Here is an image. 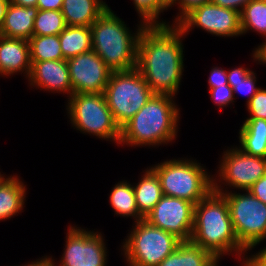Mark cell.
I'll list each match as a JSON object with an SVG mask.
<instances>
[{
    "label": "cell",
    "instance_id": "obj_3",
    "mask_svg": "<svg viewBox=\"0 0 266 266\" xmlns=\"http://www.w3.org/2000/svg\"><path fill=\"white\" fill-rule=\"evenodd\" d=\"M173 96L153 94L148 102L121 127L120 142L126 145H159L174 140L179 109Z\"/></svg>",
    "mask_w": 266,
    "mask_h": 266
},
{
    "label": "cell",
    "instance_id": "obj_35",
    "mask_svg": "<svg viewBox=\"0 0 266 266\" xmlns=\"http://www.w3.org/2000/svg\"><path fill=\"white\" fill-rule=\"evenodd\" d=\"M248 191L266 205V174L255 182Z\"/></svg>",
    "mask_w": 266,
    "mask_h": 266
},
{
    "label": "cell",
    "instance_id": "obj_19",
    "mask_svg": "<svg viewBox=\"0 0 266 266\" xmlns=\"http://www.w3.org/2000/svg\"><path fill=\"white\" fill-rule=\"evenodd\" d=\"M217 260L201 246L191 241H182L177 249L157 266H212Z\"/></svg>",
    "mask_w": 266,
    "mask_h": 266
},
{
    "label": "cell",
    "instance_id": "obj_25",
    "mask_svg": "<svg viewBox=\"0 0 266 266\" xmlns=\"http://www.w3.org/2000/svg\"><path fill=\"white\" fill-rule=\"evenodd\" d=\"M242 34L254 30L266 36V0L250 1L240 13Z\"/></svg>",
    "mask_w": 266,
    "mask_h": 266
},
{
    "label": "cell",
    "instance_id": "obj_41",
    "mask_svg": "<svg viewBox=\"0 0 266 266\" xmlns=\"http://www.w3.org/2000/svg\"><path fill=\"white\" fill-rule=\"evenodd\" d=\"M24 266H53V263L51 258L45 257L44 259L36 260V262L25 264Z\"/></svg>",
    "mask_w": 266,
    "mask_h": 266
},
{
    "label": "cell",
    "instance_id": "obj_38",
    "mask_svg": "<svg viewBox=\"0 0 266 266\" xmlns=\"http://www.w3.org/2000/svg\"><path fill=\"white\" fill-rule=\"evenodd\" d=\"M63 0H38V10H61Z\"/></svg>",
    "mask_w": 266,
    "mask_h": 266
},
{
    "label": "cell",
    "instance_id": "obj_10",
    "mask_svg": "<svg viewBox=\"0 0 266 266\" xmlns=\"http://www.w3.org/2000/svg\"><path fill=\"white\" fill-rule=\"evenodd\" d=\"M195 204L181 198L163 195L144 220L182 241H190L194 226Z\"/></svg>",
    "mask_w": 266,
    "mask_h": 266
},
{
    "label": "cell",
    "instance_id": "obj_28",
    "mask_svg": "<svg viewBox=\"0 0 266 266\" xmlns=\"http://www.w3.org/2000/svg\"><path fill=\"white\" fill-rule=\"evenodd\" d=\"M135 9H137L142 23L146 26L151 25H167L166 22H160L156 19L163 10L169 8V4L165 0H133Z\"/></svg>",
    "mask_w": 266,
    "mask_h": 266
},
{
    "label": "cell",
    "instance_id": "obj_23",
    "mask_svg": "<svg viewBox=\"0 0 266 266\" xmlns=\"http://www.w3.org/2000/svg\"><path fill=\"white\" fill-rule=\"evenodd\" d=\"M109 198L115 214L125 217L132 216L135 218L134 222L144 219L138 211L133 185L123 181L116 184Z\"/></svg>",
    "mask_w": 266,
    "mask_h": 266
},
{
    "label": "cell",
    "instance_id": "obj_43",
    "mask_svg": "<svg viewBox=\"0 0 266 266\" xmlns=\"http://www.w3.org/2000/svg\"><path fill=\"white\" fill-rule=\"evenodd\" d=\"M4 179V176L1 175L0 173V182Z\"/></svg>",
    "mask_w": 266,
    "mask_h": 266
},
{
    "label": "cell",
    "instance_id": "obj_37",
    "mask_svg": "<svg viewBox=\"0 0 266 266\" xmlns=\"http://www.w3.org/2000/svg\"><path fill=\"white\" fill-rule=\"evenodd\" d=\"M245 263L248 266H266V247L262 249L259 253L247 257Z\"/></svg>",
    "mask_w": 266,
    "mask_h": 266
},
{
    "label": "cell",
    "instance_id": "obj_17",
    "mask_svg": "<svg viewBox=\"0 0 266 266\" xmlns=\"http://www.w3.org/2000/svg\"><path fill=\"white\" fill-rule=\"evenodd\" d=\"M37 12V7H24L9 2L3 23L0 26V35L29 40L33 36Z\"/></svg>",
    "mask_w": 266,
    "mask_h": 266
},
{
    "label": "cell",
    "instance_id": "obj_39",
    "mask_svg": "<svg viewBox=\"0 0 266 266\" xmlns=\"http://www.w3.org/2000/svg\"><path fill=\"white\" fill-rule=\"evenodd\" d=\"M253 58L258 62L260 61L261 64H266V40L262 45L258 46L253 53Z\"/></svg>",
    "mask_w": 266,
    "mask_h": 266
},
{
    "label": "cell",
    "instance_id": "obj_31",
    "mask_svg": "<svg viewBox=\"0 0 266 266\" xmlns=\"http://www.w3.org/2000/svg\"><path fill=\"white\" fill-rule=\"evenodd\" d=\"M250 113L249 118H261L266 120V89H259L247 103Z\"/></svg>",
    "mask_w": 266,
    "mask_h": 266
},
{
    "label": "cell",
    "instance_id": "obj_29",
    "mask_svg": "<svg viewBox=\"0 0 266 266\" xmlns=\"http://www.w3.org/2000/svg\"><path fill=\"white\" fill-rule=\"evenodd\" d=\"M243 152L253 156L266 158V138L260 137H239Z\"/></svg>",
    "mask_w": 266,
    "mask_h": 266
},
{
    "label": "cell",
    "instance_id": "obj_40",
    "mask_svg": "<svg viewBox=\"0 0 266 266\" xmlns=\"http://www.w3.org/2000/svg\"><path fill=\"white\" fill-rule=\"evenodd\" d=\"M38 0H9L14 5L24 6V7H37Z\"/></svg>",
    "mask_w": 266,
    "mask_h": 266
},
{
    "label": "cell",
    "instance_id": "obj_1",
    "mask_svg": "<svg viewBox=\"0 0 266 266\" xmlns=\"http://www.w3.org/2000/svg\"><path fill=\"white\" fill-rule=\"evenodd\" d=\"M174 25L145 26L139 38L136 68L154 94L175 96L181 82L185 33Z\"/></svg>",
    "mask_w": 266,
    "mask_h": 266
},
{
    "label": "cell",
    "instance_id": "obj_11",
    "mask_svg": "<svg viewBox=\"0 0 266 266\" xmlns=\"http://www.w3.org/2000/svg\"><path fill=\"white\" fill-rule=\"evenodd\" d=\"M177 25L184 33L196 25L216 36H238L242 34L240 13L215 5L212 2L202 4L187 13Z\"/></svg>",
    "mask_w": 266,
    "mask_h": 266
},
{
    "label": "cell",
    "instance_id": "obj_5",
    "mask_svg": "<svg viewBox=\"0 0 266 266\" xmlns=\"http://www.w3.org/2000/svg\"><path fill=\"white\" fill-rule=\"evenodd\" d=\"M151 168L160 179L163 195L197 204L213 190V179L195 160L173 159Z\"/></svg>",
    "mask_w": 266,
    "mask_h": 266
},
{
    "label": "cell",
    "instance_id": "obj_8",
    "mask_svg": "<svg viewBox=\"0 0 266 266\" xmlns=\"http://www.w3.org/2000/svg\"><path fill=\"white\" fill-rule=\"evenodd\" d=\"M68 99L67 110L77 130L119 144L121 128L115 122L103 93H74Z\"/></svg>",
    "mask_w": 266,
    "mask_h": 266
},
{
    "label": "cell",
    "instance_id": "obj_12",
    "mask_svg": "<svg viewBox=\"0 0 266 266\" xmlns=\"http://www.w3.org/2000/svg\"><path fill=\"white\" fill-rule=\"evenodd\" d=\"M59 266H106V247L101 233L69 227ZM52 260L53 266H56Z\"/></svg>",
    "mask_w": 266,
    "mask_h": 266
},
{
    "label": "cell",
    "instance_id": "obj_44",
    "mask_svg": "<svg viewBox=\"0 0 266 266\" xmlns=\"http://www.w3.org/2000/svg\"><path fill=\"white\" fill-rule=\"evenodd\" d=\"M168 4H170L173 0H165Z\"/></svg>",
    "mask_w": 266,
    "mask_h": 266
},
{
    "label": "cell",
    "instance_id": "obj_45",
    "mask_svg": "<svg viewBox=\"0 0 266 266\" xmlns=\"http://www.w3.org/2000/svg\"><path fill=\"white\" fill-rule=\"evenodd\" d=\"M217 264H218V260L212 266H217Z\"/></svg>",
    "mask_w": 266,
    "mask_h": 266
},
{
    "label": "cell",
    "instance_id": "obj_32",
    "mask_svg": "<svg viewBox=\"0 0 266 266\" xmlns=\"http://www.w3.org/2000/svg\"><path fill=\"white\" fill-rule=\"evenodd\" d=\"M209 92L211 94V98L213 99L218 107L228 106L230 103L234 102L233 90L230 85H222L216 88H209Z\"/></svg>",
    "mask_w": 266,
    "mask_h": 266
},
{
    "label": "cell",
    "instance_id": "obj_20",
    "mask_svg": "<svg viewBox=\"0 0 266 266\" xmlns=\"http://www.w3.org/2000/svg\"><path fill=\"white\" fill-rule=\"evenodd\" d=\"M133 189L138 211L145 218L163 196L160 179L156 172L149 168Z\"/></svg>",
    "mask_w": 266,
    "mask_h": 266
},
{
    "label": "cell",
    "instance_id": "obj_16",
    "mask_svg": "<svg viewBox=\"0 0 266 266\" xmlns=\"http://www.w3.org/2000/svg\"><path fill=\"white\" fill-rule=\"evenodd\" d=\"M22 70L29 77L31 71L29 41L0 35V74L8 76Z\"/></svg>",
    "mask_w": 266,
    "mask_h": 266
},
{
    "label": "cell",
    "instance_id": "obj_34",
    "mask_svg": "<svg viewBox=\"0 0 266 266\" xmlns=\"http://www.w3.org/2000/svg\"><path fill=\"white\" fill-rule=\"evenodd\" d=\"M210 88H216L222 85H229L227 80V72L222 68H213L208 80Z\"/></svg>",
    "mask_w": 266,
    "mask_h": 266
},
{
    "label": "cell",
    "instance_id": "obj_14",
    "mask_svg": "<svg viewBox=\"0 0 266 266\" xmlns=\"http://www.w3.org/2000/svg\"><path fill=\"white\" fill-rule=\"evenodd\" d=\"M219 168V177L227 185L246 191L266 174V158L246 154L235 147L226 150Z\"/></svg>",
    "mask_w": 266,
    "mask_h": 266
},
{
    "label": "cell",
    "instance_id": "obj_22",
    "mask_svg": "<svg viewBox=\"0 0 266 266\" xmlns=\"http://www.w3.org/2000/svg\"><path fill=\"white\" fill-rule=\"evenodd\" d=\"M58 36L66 60L92 50L91 27L67 26Z\"/></svg>",
    "mask_w": 266,
    "mask_h": 266
},
{
    "label": "cell",
    "instance_id": "obj_24",
    "mask_svg": "<svg viewBox=\"0 0 266 266\" xmlns=\"http://www.w3.org/2000/svg\"><path fill=\"white\" fill-rule=\"evenodd\" d=\"M28 41L31 62L64 60L58 35L32 36Z\"/></svg>",
    "mask_w": 266,
    "mask_h": 266
},
{
    "label": "cell",
    "instance_id": "obj_18",
    "mask_svg": "<svg viewBox=\"0 0 266 266\" xmlns=\"http://www.w3.org/2000/svg\"><path fill=\"white\" fill-rule=\"evenodd\" d=\"M107 8L102 0H63L61 13L67 26L90 27Z\"/></svg>",
    "mask_w": 266,
    "mask_h": 266
},
{
    "label": "cell",
    "instance_id": "obj_21",
    "mask_svg": "<svg viewBox=\"0 0 266 266\" xmlns=\"http://www.w3.org/2000/svg\"><path fill=\"white\" fill-rule=\"evenodd\" d=\"M25 186L16 176L0 182V220L9 219L19 213L24 205Z\"/></svg>",
    "mask_w": 266,
    "mask_h": 266
},
{
    "label": "cell",
    "instance_id": "obj_6",
    "mask_svg": "<svg viewBox=\"0 0 266 266\" xmlns=\"http://www.w3.org/2000/svg\"><path fill=\"white\" fill-rule=\"evenodd\" d=\"M104 97L120 128L130 120L154 94L137 68L113 71Z\"/></svg>",
    "mask_w": 266,
    "mask_h": 266
},
{
    "label": "cell",
    "instance_id": "obj_42",
    "mask_svg": "<svg viewBox=\"0 0 266 266\" xmlns=\"http://www.w3.org/2000/svg\"><path fill=\"white\" fill-rule=\"evenodd\" d=\"M8 3H9V0H0V26L3 23V19L6 14Z\"/></svg>",
    "mask_w": 266,
    "mask_h": 266
},
{
    "label": "cell",
    "instance_id": "obj_33",
    "mask_svg": "<svg viewBox=\"0 0 266 266\" xmlns=\"http://www.w3.org/2000/svg\"><path fill=\"white\" fill-rule=\"evenodd\" d=\"M178 1V4H180L181 13L177 16L176 20L174 21L176 24L187 14L189 13L193 8L200 6L205 3L211 2V0H173L169 7L176 4Z\"/></svg>",
    "mask_w": 266,
    "mask_h": 266
},
{
    "label": "cell",
    "instance_id": "obj_7",
    "mask_svg": "<svg viewBox=\"0 0 266 266\" xmlns=\"http://www.w3.org/2000/svg\"><path fill=\"white\" fill-rule=\"evenodd\" d=\"M214 181L213 191L222 194L228 203L238 241L247 251L251 250L266 239V205L248 190L245 194L225 193Z\"/></svg>",
    "mask_w": 266,
    "mask_h": 266
},
{
    "label": "cell",
    "instance_id": "obj_26",
    "mask_svg": "<svg viewBox=\"0 0 266 266\" xmlns=\"http://www.w3.org/2000/svg\"><path fill=\"white\" fill-rule=\"evenodd\" d=\"M67 27L61 10H38L33 36L59 35Z\"/></svg>",
    "mask_w": 266,
    "mask_h": 266
},
{
    "label": "cell",
    "instance_id": "obj_9",
    "mask_svg": "<svg viewBox=\"0 0 266 266\" xmlns=\"http://www.w3.org/2000/svg\"><path fill=\"white\" fill-rule=\"evenodd\" d=\"M135 228L123 245L130 266H157L182 242L176 235L149 224L135 222Z\"/></svg>",
    "mask_w": 266,
    "mask_h": 266
},
{
    "label": "cell",
    "instance_id": "obj_4",
    "mask_svg": "<svg viewBox=\"0 0 266 266\" xmlns=\"http://www.w3.org/2000/svg\"><path fill=\"white\" fill-rule=\"evenodd\" d=\"M145 26L141 22L137 33L131 34L126 24L108 7L90 26L92 50L111 71L136 68L138 42Z\"/></svg>",
    "mask_w": 266,
    "mask_h": 266
},
{
    "label": "cell",
    "instance_id": "obj_13",
    "mask_svg": "<svg viewBox=\"0 0 266 266\" xmlns=\"http://www.w3.org/2000/svg\"><path fill=\"white\" fill-rule=\"evenodd\" d=\"M74 93H103L111 71L93 50L67 59Z\"/></svg>",
    "mask_w": 266,
    "mask_h": 266
},
{
    "label": "cell",
    "instance_id": "obj_2",
    "mask_svg": "<svg viewBox=\"0 0 266 266\" xmlns=\"http://www.w3.org/2000/svg\"><path fill=\"white\" fill-rule=\"evenodd\" d=\"M191 242L210 252L216 259L235 251H247L238 241L231 221L228 203L222 194L211 191L194 206Z\"/></svg>",
    "mask_w": 266,
    "mask_h": 266
},
{
    "label": "cell",
    "instance_id": "obj_36",
    "mask_svg": "<svg viewBox=\"0 0 266 266\" xmlns=\"http://www.w3.org/2000/svg\"><path fill=\"white\" fill-rule=\"evenodd\" d=\"M252 0H211L215 5L233 9L239 13L242 12L243 8Z\"/></svg>",
    "mask_w": 266,
    "mask_h": 266
},
{
    "label": "cell",
    "instance_id": "obj_27",
    "mask_svg": "<svg viewBox=\"0 0 266 266\" xmlns=\"http://www.w3.org/2000/svg\"><path fill=\"white\" fill-rule=\"evenodd\" d=\"M228 84L232 87L233 92H240L250 94V98L247 103L255 95L260 88H255L256 76L253 71L244 69L243 67L234 68L230 72H227Z\"/></svg>",
    "mask_w": 266,
    "mask_h": 266
},
{
    "label": "cell",
    "instance_id": "obj_30",
    "mask_svg": "<svg viewBox=\"0 0 266 266\" xmlns=\"http://www.w3.org/2000/svg\"><path fill=\"white\" fill-rule=\"evenodd\" d=\"M239 137L266 138V120L261 118H247L239 131Z\"/></svg>",
    "mask_w": 266,
    "mask_h": 266
},
{
    "label": "cell",
    "instance_id": "obj_15",
    "mask_svg": "<svg viewBox=\"0 0 266 266\" xmlns=\"http://www.w3.org/2000/svg\"><path fill=\"white\" fill-rule=\"evenodd\" d=\"M29 81L38 88L73 94L66 59L31 62Z\"/></svg>",
    "mask_w": 266,
    "mask_h": 266
}]
</instances>
